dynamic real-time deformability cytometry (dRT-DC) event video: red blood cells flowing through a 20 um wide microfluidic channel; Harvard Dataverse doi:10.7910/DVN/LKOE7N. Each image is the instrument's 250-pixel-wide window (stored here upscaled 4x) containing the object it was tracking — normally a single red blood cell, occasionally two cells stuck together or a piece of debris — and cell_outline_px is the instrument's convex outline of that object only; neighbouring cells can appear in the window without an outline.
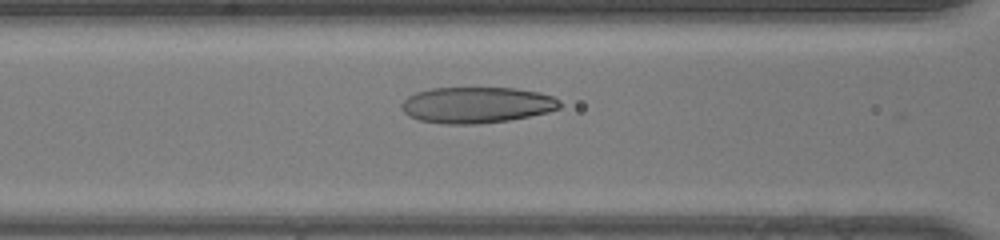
{"species": "human", "species_latin": "Homo sapiens", "temperature_condition": "room temperature", "stored_images_in_passage": 40, "camera_frame_rate_fps": 3000, "um_per_image_px": 0.085, "donor": {"sex": "male"}, "frame": {"image": 1, "passage_image": 14, "time_ms": 4.333, "image_size_px": [1000, 240], "cell_outline_px": [[560, 108], [548, 112], [508, 120], [476, 124], [444, 124], [420, 120], [408, 116], [400, 108], [400, 104], [408, 96], [416, 92], [432, 88], [516, 88], [540, 92], [552, 96], [560, 100]], "centroid_in_image_um": [40.5, 8.92], "position_along_channel_um": 126.1, "area_um2": 33.35}}
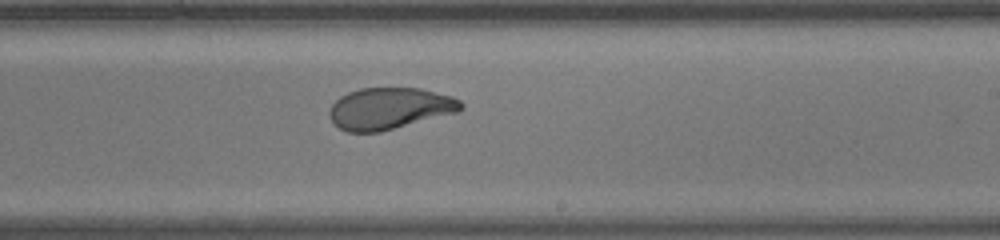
{"frame": {"image": 2, "passage_image": 23, "time_ms": 7.333, "image_size_px": [1000, 240], "cell_outline_px": [[464, 108], [460, 112], [380, 132], [348, 132], [340, 128], [328, 116], [328, 112], [332, 104], [340, 96], [348, 92], [360, 88], [420, 88], [452, 96], [460, 100], [464, 104]], "centroid_in_image_um": [33.15, 9.22], "position_along_channel_um": 255.9, "area_um2": 32.14}}
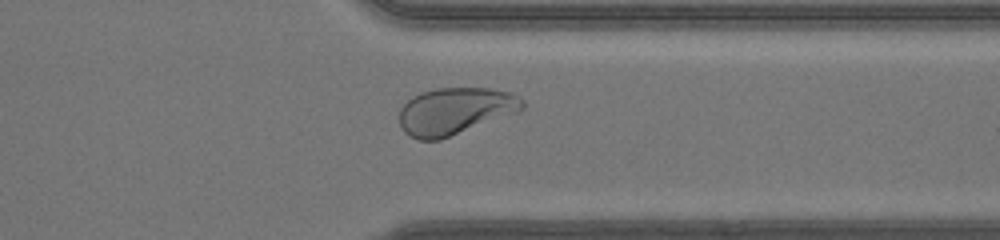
{"frame": {"image": 3, "passage_image": 31, "time_ms": 10.0, "image_size_px": [1000, 240], "cell_outline_px": [[524, 108], [516, 112], [440, 140], [420, 140], [408, 136], [404, 132], [400, 124], [400, 108], [412, 96], [420, 92], [436, 88], [488, 88], [512, 92], [520, 96], [524, 100]], "centroid_in_image_um": [38.67, 9.43], "position_along_channel_um": 372.7, "area_um2": 33.7}}